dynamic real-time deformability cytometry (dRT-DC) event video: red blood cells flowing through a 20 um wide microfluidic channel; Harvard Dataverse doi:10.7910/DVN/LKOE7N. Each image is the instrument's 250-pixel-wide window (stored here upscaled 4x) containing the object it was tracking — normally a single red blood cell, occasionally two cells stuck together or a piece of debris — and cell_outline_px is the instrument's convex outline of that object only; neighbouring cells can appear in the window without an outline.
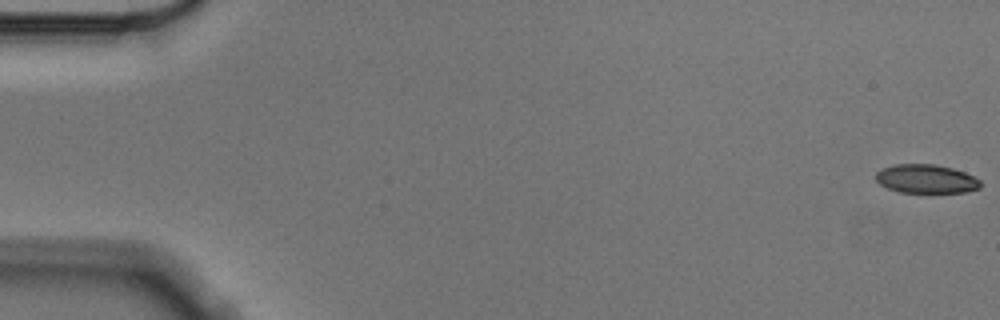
{"species": "Egyptian fruit bat (a non-hibernating species)", "species_latin": "Rousettus aegyptiacus", "temperature_condition": "cold", "stored_images_in_passage": 57, "camera_frame_rate_fps": 3000, "um_per_image_px": 0.085, "animal": {"sex": "male"}, "frame": {"image": 1, "passage_image": 1, "time_ms": 0.0, "image_size_px": [1000, 320], "cell_outline_px": [[980, 188], [968, 192], [932, 196], [900, 192], [888, 188], [880, 184], [876, 180], [876, 172], [880, 168], [892, 164], [936, 164], [952, 168], [964, 172], [980, 180]], "centroid_in_image_um": [78.73, 15.26], "position_along_channel_um": 6.3, "area_um2": 18.55}}
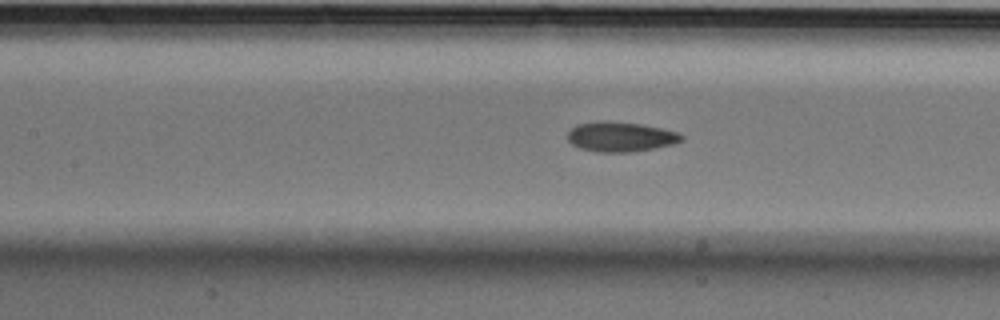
{"frame": {"image": 2, "passage_image": 26, "time_ms": 8.333, "image_size_px": [1000, 320], "cell_outline_px": [[684, 140], [672, 144], [656, 148], [632, 152], [596, 152], [580, 148], [572, 144], [568, 140], [568, 132], [576, 124], [596, 120], [604, 120], [640, 124], [680, 132], [684, 136]], "centroid_in_image_um": [52.75, 11.62], "position_along_channel_um": 154.7, "area_um2": 20.06}}
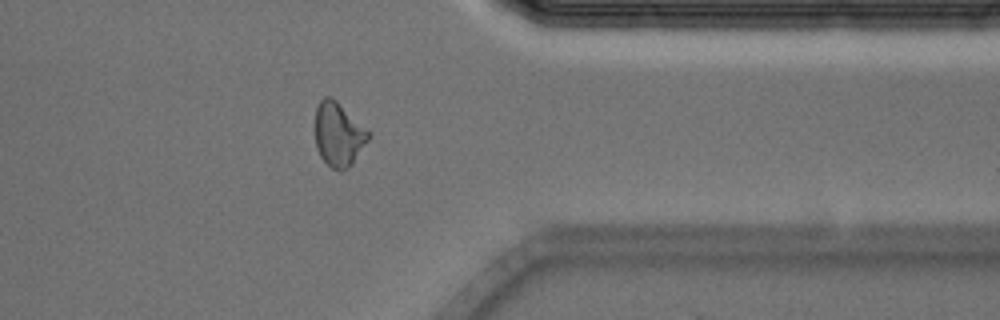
{"frame": {"image": 3, "passage_image": 46, "time_ms": 15.0, "image_size_px": [1000, 320], "cell_outline_px": [[372, 136], [352, 164], [348, 168], [340, 172], [332, 168], [320, 156], [316, 148], [316, 108], [320, 100], [324, 96], [332, 96], [368, 128], [372, 132]], "centroid_in_image_um": [28.82, 11.41], "position_along_channel_um": 382.6, "area_um2": 20.29}, "authors_computed_cell_mechanics": {"area_um2": 19.4208, "velocity_mm_per_s": 3.552, "shape_relaxation_time_tau1_ms": 8.4381, "shape_relaxation_time_tau2_ms": 1.946, "deformation_change_tau1": 0.1517, "deformation_change_tau2": 0.0678}}